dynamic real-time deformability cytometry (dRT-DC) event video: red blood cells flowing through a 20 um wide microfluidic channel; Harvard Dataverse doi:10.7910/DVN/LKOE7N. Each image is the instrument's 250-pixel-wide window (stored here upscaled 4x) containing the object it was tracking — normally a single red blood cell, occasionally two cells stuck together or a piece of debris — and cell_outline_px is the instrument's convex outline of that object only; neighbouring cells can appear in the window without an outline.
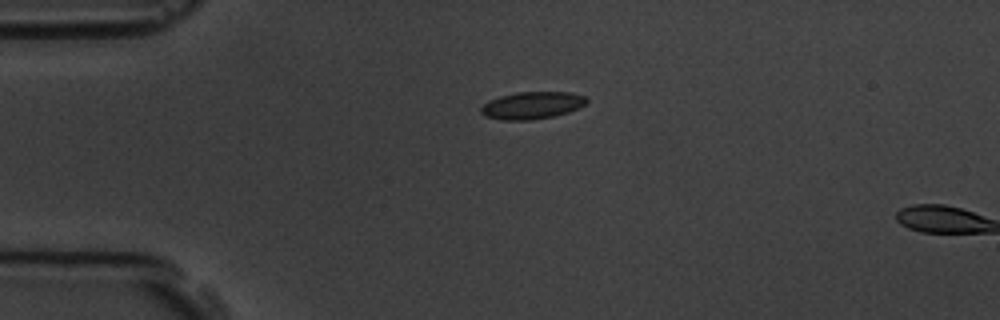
{"species": "common noctule bat (a hibernating species)", "species_latin": "Nyctalus noctula", "temperature_condition": "room temperature", "stored_images_in_passage": 2, "camera_frame_rate_fps": 3000, "um_per_image_px": 0.085, "animal": {"sex": "male", "body_mass_g": 19.5, "forearm_length_mm": 54.6}, "frame": {"image": 1, "passage_image": 1, "time_ms": 0.0, "image_size_px": [1000, 320], "cell_outline_px": [[588, 100], [580, 108], [568, 112], [552, 116], [528, 120], [500, 120], [484, 116], [480, 112], [480, 108], [488, 100], [500, 96], [516, 92], [572, 92], [584, 96]], "centroid_in_image_um": [45.2, 8.95], "position_along_channel_um": 39.8, "area_um2": 16.82}}